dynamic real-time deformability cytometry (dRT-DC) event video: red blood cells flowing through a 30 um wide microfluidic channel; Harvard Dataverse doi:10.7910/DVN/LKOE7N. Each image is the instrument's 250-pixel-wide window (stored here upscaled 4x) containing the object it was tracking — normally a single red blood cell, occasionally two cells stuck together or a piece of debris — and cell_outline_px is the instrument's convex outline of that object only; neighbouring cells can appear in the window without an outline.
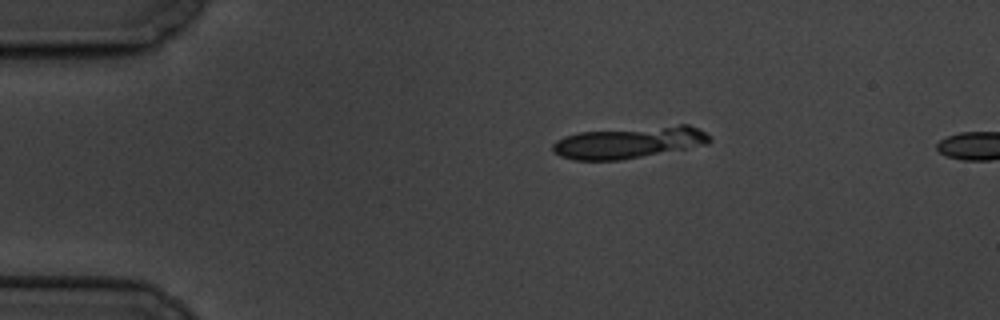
{"species": "common noctule bat (a hibernating species)", "species_latin": "Nyctalus noctula", "temperature_condition": "cold", "stored_images_in_passage": 2, "camera_frame_rate_fps": 3000, "um_per_image_px": 0.085, "animal": {"sex": "male", "body_mass_g": 19.5, "forearm_length_mm": 54.6}, "frame": {"image": 1, "passage_image": 1, "time_ms": 0.0, "image_size_px": [1000, 320], "cell_outline_px": [[712, 140], [708, 144], [620, 160], [572, 160], [560, 156], [552, 152], [552, 144], [556, 140], [564, 136], [580, 132], [680, 124], [688, 124], [704, 132]], "centroid_in_image_um": [53.42, 12.1], "position_along_channel_um": 31.6, "area_um2": 28.96}}